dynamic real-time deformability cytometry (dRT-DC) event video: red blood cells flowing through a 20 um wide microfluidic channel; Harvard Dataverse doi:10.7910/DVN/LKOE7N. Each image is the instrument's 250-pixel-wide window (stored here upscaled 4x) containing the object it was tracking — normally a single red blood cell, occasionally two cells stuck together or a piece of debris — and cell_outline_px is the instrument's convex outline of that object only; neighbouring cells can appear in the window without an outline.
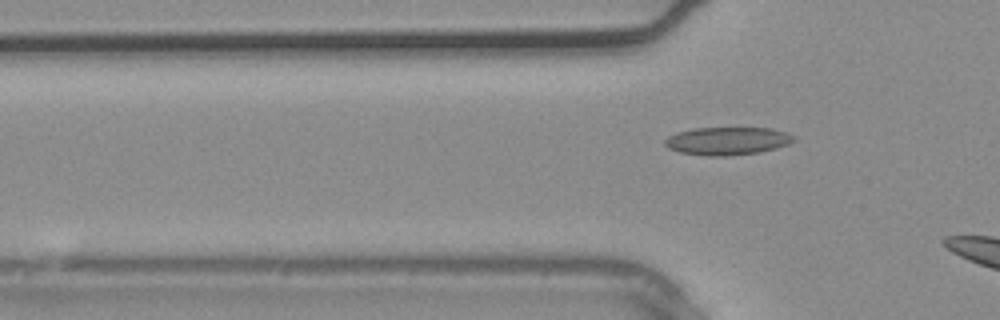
{"species": "common noctule bat (a hibernating species)", "species_latin": "Nyctalus noctula", "temperature_condition": "warm", "stored_images_in_passage": 3, "camera_frame_rate_fps": 3000, "um_per_image_px": 0.085, "animal": {"sex": "male", "body_mass_g": 20.4}, "frame": {"image": 1, "passage_image": 3, "time_ms": 0.667, "image_size_px": [1000, 320], "cell_outline_px": [[796, 140], [788, 144], [776, 148], [760, 152], [728, 156], [704, 156], [680, 152], [668, 148], [664, 144], [664, 140], [668, 136], [676, 132], [696, 128], [772, 128], [796, 136]], "centroid_in_image_um": [61.82, 11.98], "position_along_channel_um": 64.0, "area_um2": 21.1}}